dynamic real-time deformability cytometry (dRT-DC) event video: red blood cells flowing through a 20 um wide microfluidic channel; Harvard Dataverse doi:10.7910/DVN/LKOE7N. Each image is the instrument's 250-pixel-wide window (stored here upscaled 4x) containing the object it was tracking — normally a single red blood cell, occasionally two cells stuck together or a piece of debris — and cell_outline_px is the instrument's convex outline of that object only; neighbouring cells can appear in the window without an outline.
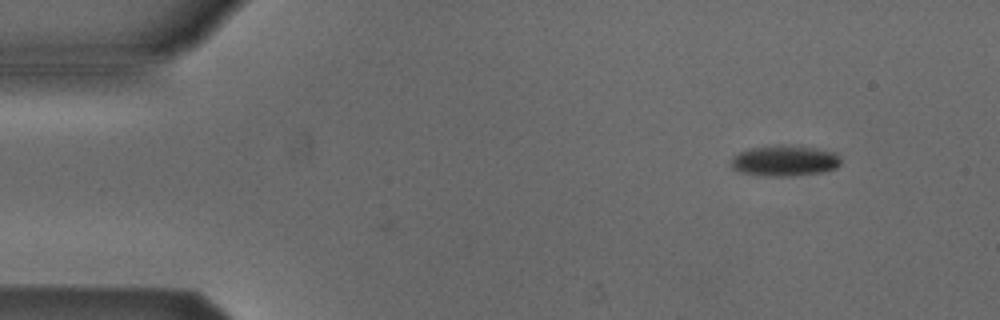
{"species": "Egyptian fruit bat (a non-hibernating species)", "species_latin": "Rousettus aegyptiacus", "temperature_condition": "cold", "stored_images_in_passage": 3, "camera_frame_rate_fps": 3000, "um_per_image_px": 0.085, "animal": {"sex": "male"}, "frame": {"image": 1, "passage_image": 3, "time_ms": 2.333, "image_size_px": [1000, 320], "cell_outline_px": [[840, 164], [836, 168], [824, 172], [780, 176], [768, 176], [740, 172], [732, 168], [728, 160], [732, 156], [748, 148], [776, 144], [816, 148], [836, 152], [840, 160]], "centroid_in_image_um": [66.65, 13.64], "position_along_channel_um": 18.4, "area_um2": 19.83}}